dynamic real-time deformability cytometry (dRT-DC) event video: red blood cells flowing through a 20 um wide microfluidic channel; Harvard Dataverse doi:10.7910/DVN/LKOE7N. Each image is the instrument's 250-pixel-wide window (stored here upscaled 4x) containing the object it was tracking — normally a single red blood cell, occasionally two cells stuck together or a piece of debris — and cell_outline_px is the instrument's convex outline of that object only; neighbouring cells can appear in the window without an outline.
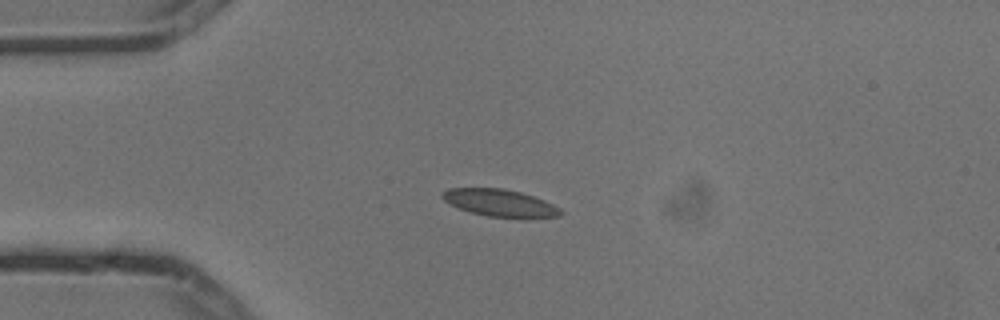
{"species": "common noctule bat (a hibernating species)", "species_latin": "Nyctalus noctula", "temperature_condition": "cold", "stored_images_in_passage": 5, "camera_frame_rate_fps": 3000, "um_per_image_px": 0.085, "animal": {"sex": "male", "body_mass_g": 13.3}, "frame": {"image": 1, "passage_image": 3, "time_ms": 0.667, "image_size_px": [1000, 320], "cell_outline_px": [[564, 212], [560, 216], [524, 220], [488, 216], [472, 212], [460, 208], [444, 200], [440, 196], [440, 192], [448, 188], [504, 188], [520, 192], [544, 200], [560, 208]], "centroid_in_image_um": [42.55, 17.28], "position_along_channel_um": 42.4, "area_um2": 19.19}}
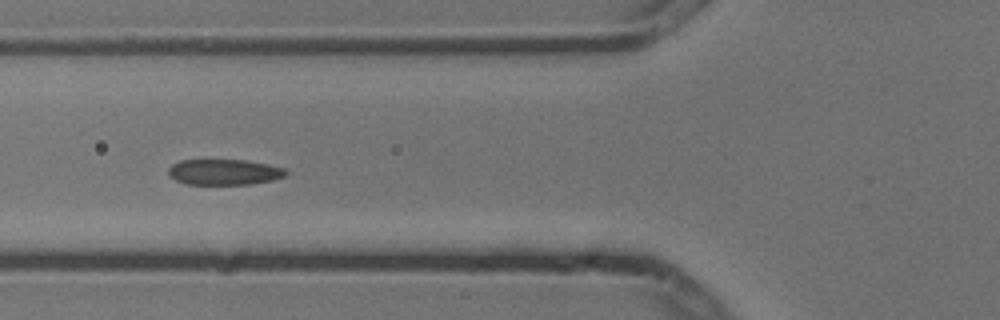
{"frame": {"image": 2, "passage_image": 5, "time_ms": 1.333, "image_size_px": [1000, 320], "cell_outline_px": [[288, 172], [284, 176], [272, 180], [252, 184], [184, 184], [168, 176], [168, 168], [172, 164], [180, 160], [244, 160], [268, 164], [284, 168]], "centroid_in_image_um": [19.02, 14.62], "position_along_channel_um": 106.8, "area_um2": 17.63}}